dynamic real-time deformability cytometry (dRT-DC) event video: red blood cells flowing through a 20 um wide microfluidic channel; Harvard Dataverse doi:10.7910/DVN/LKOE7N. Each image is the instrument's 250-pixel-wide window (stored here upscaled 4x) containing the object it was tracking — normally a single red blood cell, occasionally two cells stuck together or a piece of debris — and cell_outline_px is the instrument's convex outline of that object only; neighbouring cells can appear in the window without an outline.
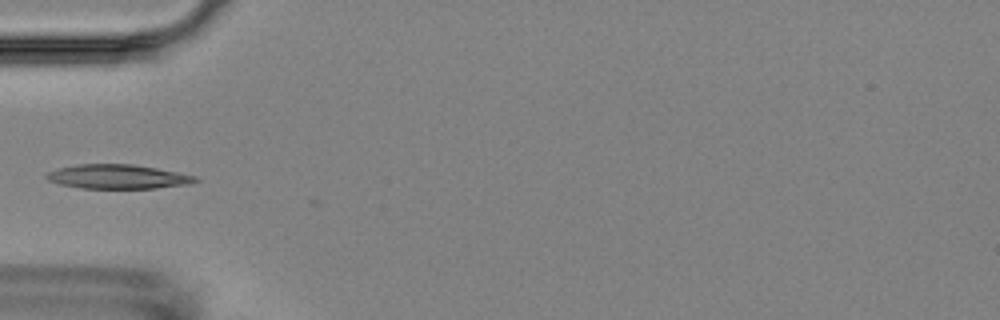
{"species": "Egyptian fruit bat (a non-hibernating species)", "species_latin": "Rousettus aegyptiacus", "temperature_condition": "room temperature", "stored_images_in_passage": 6, "camera_frame_rate_fps": 3000, "um_per_image_px": 0.085, "animal": {"sex": "female"}, "frame": {"image": 1, "passage_image": 6, "time_ms": 5.667, "image_size_px": [1000, 320], "cell_outline_px": [[200, 180], [192, 184], [156, 188], [80, 188], [60, 184], [48, 180], [44, 176], [48, 172], [60, 168], [80, 164], [132, 164], [156, 168], [196, 176]], "centroid_in_image_um": [10.04, 15.02], "position_along_channel_um": 75.0, "area_um2": 20.92}}